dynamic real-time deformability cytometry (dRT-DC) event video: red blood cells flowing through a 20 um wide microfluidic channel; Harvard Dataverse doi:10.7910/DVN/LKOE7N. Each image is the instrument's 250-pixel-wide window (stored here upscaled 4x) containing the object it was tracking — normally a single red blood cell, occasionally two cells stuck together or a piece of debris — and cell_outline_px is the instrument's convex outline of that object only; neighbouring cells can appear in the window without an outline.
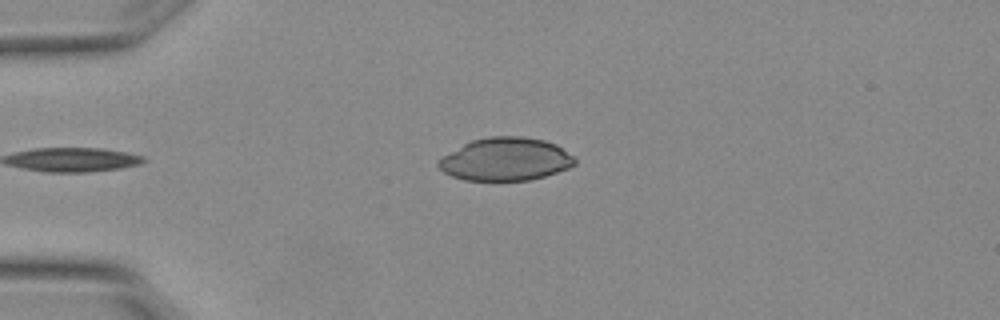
{"species": "Egyptian fruit bat (a non-hibernating species)", "species_latin": "Rousettus aegyptiacus", "temperature_condition": "warm", "stored_images_in_passage": 5, "camera_frame_rate_fps": 3000, "um_per_image_px": 0.085, "animal": {"sex": "female"}, "frame": {"image": 1, "passage_image": 1, "time_ms": 0.0, "image_size_px": [1000, 320], "cell_outline_px": [[576, 164], [568, 168], [532, 180], [464, 180], [452, 176], [444, 172], [436, 164], [444, 156], [464, 144], [472, 140], [488, 136], [520, 136], [544, 140], [556, 144], [572, 156], [576, 160]], "centroid_in_image_um": [42.99, 13.53], "position_along_channel_um": 42.0, "area_um2": 33.81}}
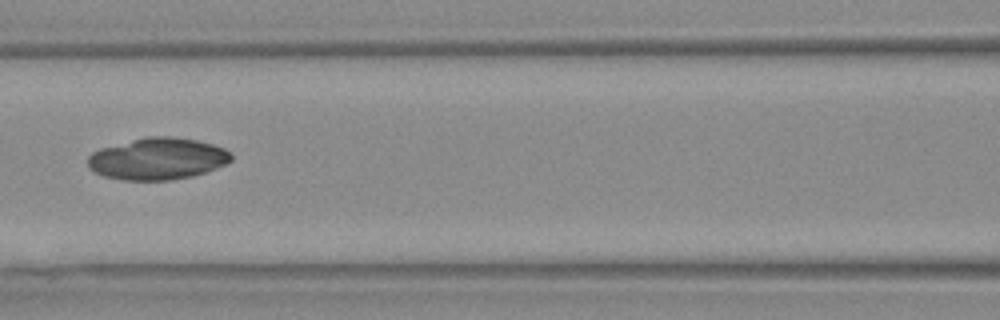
{"frame": {"image": 2, "passage_image": 4, "time_ms": 1.0, "image_size_px": [1000, 320], "cell_outline_px": [[232, 160], [216, 168], [192, 176], [168, 180], [124, 180], [104, 176], [88, 168], [88, 156], [92, 152], [100, 148], [148, 136], [172, 136], [196, 140], [212, 144], [224, 148], [232, 156]], "centroid_in_image_um": [13.38, 13.49], "position_along_channel_um": 153.2, "area_um2": 34.74}}
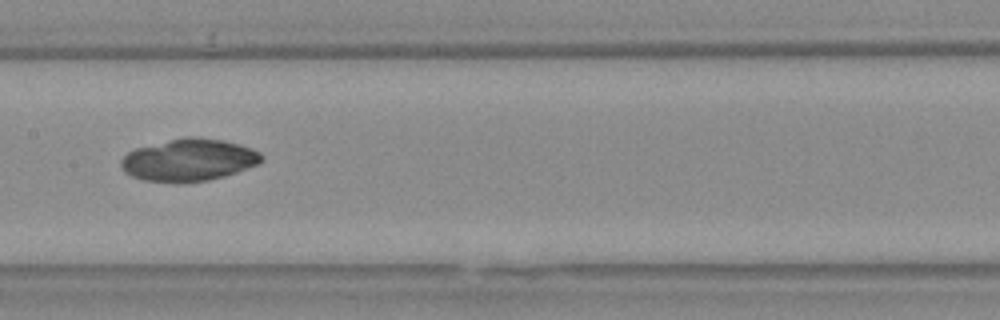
{"frame": {"image": 3, "passage_image": 5, "time_ms": 1.333, "image_size_px": [1000, 320], "cell_outline_px": [[264, 160], [256, 164], [236, 172], [224, 176], [208, 180], [188, 184], [176, 184], [144, 180], [132, 176], [124, 172], [120, 164], [120, 160], [128, 152], [136, 148], [184, 136], [196, 136], [224, 140], [240, 144], [252, 148], [260, 152], [264, 156]], "centroid_in_image_um": [16.05, 13.61], "position_along_channel_um": 191.4, "area_um2": 35.14}}